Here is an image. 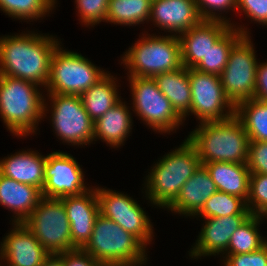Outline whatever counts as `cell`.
<instances>
[{
  "label": "cell",
  "mask_w": 267,
  "mask_h": 266,
  "mask_svg": "<svg viewBox=\"0 0 267 266\" xmlns=\"http://www.w3.org/2000/svg\"><path fill=\"white\" fill-rule=\"evenodd\" d=\"M191 86V115L201 122L223 121L235 115V106L226 97L221 78L188 68Z\"/></svg>",
  "instance_id": "13"
},
{
  "label": "cell",
  "mask_w": 267,
  "mask_h": 266,
  "mask_svg": "<svg viewBox=\"0 0 267 266\" xmlns=\"http://www.w3.org/2000/svg\"><path fill=\"white\" fill-rule=\"evenodd\" d=\"M57 0H0V10L17 20L35 21L54 10Z\"/></svg>",
  "instance_id": "32"
},
{
  "label": "cell",
  "mask_w": 267,
  "mask_h": 266,
  "mask_svg": "<svg viewBox=\"0 0 267 266\" xmlns=\"http://www.w3.org/2000/svg\"><path fill=\"white\" fill-rule=\"evenodd\" d=\"M202 20L196 0H152L149 21L171 35L179 36Z\"/></svg>",
  "instance_id": "19"
},
{
  "label": "cell",
  "mask_w": 267,
  "mask_h": 266,
  "mask_svg": "<svg viewBox=\"0 0 267 266\" xmlns=\"http://www.w3.org/2000/svg\"><path fill=\"white\" fill-rule=\"evenodd\" d=\"M263 218L264 216L251 214L231 235L227 254H246L263 247L267 243L266 238L262 237L259 231Z\"/></svg>",
  "instance_id": "30"
},
{
  "label": "cell",
  "mask_w": 267,
  "mask_h": 266,
  "mask_svg": "<svg viewBox=\"0 0 267 266\" xmlns=\"http://www.w3.org/2000/svg\"><path fill=\"white\" fill-rule=\"evenodd\" d=\"M151 5L152 0H110L105 22L124 26L148 23Z\"/></svg>",
  "instance_id": "29"
},
{
  "label": "cell",
  "mask_w": 267,
  "mask_h": 266,
  "mask_svg": "<svg viewBox=\"0 0 267 266\" xmlns=\"http://www.w3.org/2000/svg\"><path fill=\"white\" fill-rule=\"evenodd\" d=\"M12 225L0 243V261L8 266H42L50 253L23 222Z\"/></svg>",
  "instance_id": "15"
},
{
  "label": "cell",
  "mask_w": 267,
  "mask_h": 266,
  "mask_svg": "<svg viewBox=\"0 0 267 266\" xmlns=\"http://www.w3.org/2000/svg\"><path fill=\"white\" fill-rule=\"evenodd\" d=\"M250 35H243L232 47L227 65L220 78L226 97L236 107L253 99L258 60Z\"/></svg>",
  "instance_id": "11"
},
{
  "label": "cell",
  "mask_w": 267,
  "mask_h": 266,
  "mask_svg": "<svg viewBox=\"0 0 267 266\" xmlns=\"http://www.w3.org/2000/svg\"><path fill=\"white\" fill-rule=\"evenodd\" d=\"M99 213L134 235L145 247L153 240V225L144 208L128 194L96 188Z\"/></svg>",
  "instance_id": "12"
},
{
  "label": "cell",
  "mask_w": 267,
  "mask_h": 266,
  "mask_svg": "<svg viewBox=\"0 0 267 266\" xmlns=\"http://www.w3.org/2000/svg\"><path fill=\"white\" fill-rule=\"evenodd\" d=\"M84 177L75 157L62 151L52 152L47 155L41 194L48 198L81 195L92 188L85 185Z\"/></svg>",
  "instance_id": "14"
},
{
  "label": "cell",
  "mask_w": 267,
  "mask_h": 266,
  "mask_svg": "<svg viewBox=\"0 0 267 266\" xmlns=\"http://www.w3.org/2000/svg\"><path fill=\"white\" fill-rule=\"evenodd\" d=\"M232 27L214 44L194 68L198 71L220 76L227 65L233 45L243 36L250 35L247 27L231 25ZM239 26V27H238Z\"/></svg>",
  "instance_id": "27"
},
{
  "label": "cell",
  "mask_w": 267,
  "mask_h": 266,
  "mask_svg": "<svg viewBox=\"0 0 267 266\" xmlns=\"http://www.w3.org/2000/svg\"><path fill=\"white\" fill-rule=\"evenodd\" d=\"M15 153L0 159V174L19 183L35 186L42 192L47 155L31 149Z\"/></svg>",
  "instance_id": "21"
},
{
  "label": "cell",
  "mask_w": 267,
  "mask_h": 266,
  "mask_svg": "<svg viewBox=\"0 0 267 266\" xmlns=\"http://www.w3.org/2000/svg\"><path fill=\"white\" fill-rule=\"evenodd\" d=\"M132 93L133 111L141 120L159 133L176 131L184 120L150 77H128Z\"/></svg>",
  "instance_id": "9"
},
{
  "label": "cell",
  "mask_w": 267,
  "mask_h": 266,
  "mask_svg": "<svg viewBox=\"0 0 267 266\" xmlns=\"http://www.w3.org/2000/svg\"><path fill=\"white\" fill-rule=\"evenodd\" d=\"M50 99V118L62 143L90 145L94 141V122L86 112L79 95L47 94Z\"/></svg>",
  "instance_id": "10"
},
{
  "label": "cell",
  "mask_w": 267,
  "mask_h": 266,
  "mask_svg": "<svg viewBox=\"0 0 267 266\" xmlns=\"http://www.w3.org/2000/svg\"><path fill=\"white\" fill-rule=\"evenodd\" d=\"M223 258V266H267V243L251 253L226 254Z\"/></svg>",
  "instance_id": "36"
},
{
  "label": "cell",
  "mask_w": 267,
  "mask_h": 266,
  "mask_svg": "<svg viewBox=\"0 0 267 266\" xmlns=\"http://www.w3.org/2000/svg\"><path fill=\"white\" fill-rule=\"evenodd\" d=\"M122 101L94 122V141L102 139L110 148L124 145V141L130 136L133 122L129 106Z\"/></svg>",
  "instance_id": "23"
},
{
  "label": "cell",
  "mask_w": 267,
  "mask_h": 266,
  "mask_svg": "<svg viewBox=\"0 0 267 266\" xmlns=\"http://www.w3.org/2000/svg\"><path fill=\"white\" fill-rule=\"evenodd\" d=\"M153 79L176 113L186 120L191 113L192 100L188 68L182 65L176 70L157 74Z\"/></svg>",
  "instance_id": "25"
},
{
  "label": "cell",
  "mask_w": 267,
  "mask_h": 266,
  "mask_svg": "<svg viewBox=\"0 0 267 266\" xmlns=\"http://www.w3.org/2000/svg\"><path fill=\"white\" fill-rule=\"evenodd\" d=\"M64 266H102L95 258L83 249L63 252Z\"/></svg>",
  "instance_id": "39"
},
{
  "label": "cell",
  "mask_w": 267,
  "mask_h": 266,
  "mask_svg": "<svg viewBox=\"0 0 267 266\" xmlns=\"http://www.w3.org/2000/svg\"><path fill=\"white\" fill-rule=\"evenodd\" d=\"M41 197V191L35 186L19 183L0 174V205L13 212L12 223L24 222Z\"/></svg>",
  "instance_id": "22"
},
{
  "label": "cell",
  "mask_w": 267,
  "mask_h": 266,
  "mask_svg": "<svg viewBox=\"0 0 267 266\" xmlns=\"http://www.w3.org/2000/svg\"><path fill=\"white\" fill-rule=\"evenodd\" d=\"M246 164L250 173L267 174V142L250 141Z\"/></svg>",
  "instance_id": "37"
},
{
  "label": "cell",
  "mask_w": 267,
  "mask_h": 266,
  "mask_svg": "<svg viewBox=\"0 0 267 266\" xmlns=\"http://www.w3.org/2000/svg\"><path fill=\"white\" fill-rule=\"evenodd\" d=\"M254 99L267 102V61L258 62Z\"/></svg>",
  "instance_id": "40"
},
{
  "label": "cell",
  "mask_w": 267,
  "mask_h": 266,
  "mask_svg": "<svg viewBox=\"0 0 267 266\" xmlns=\"http://www.w3.org/2000/svg\"><path fill=\"white\" fill-rule=\"evenodd\" d=\"M209 172L217 191L243 198L249 196L250 170L247 164L211 162L202 164Z\"/></svg>",
  "instance_id": "24"
},
{
  "label": "cell",
  "mask_w": 267,
  "mask_h": 266,
  "mask_svg": "<svg viewBox=\"0 0 267 266\" xmlns=\"http://www.w3.org/2000/svg\"><path fill=\"white\" fill-rule=\"evenodd\" d=\"M187 140L195 147L201 164L247 163L250 139L236 115L223 121L199 123Z\"/></svg>",
  "instance_id": "3"
},
{
  "label": "cell",
  "mask_w": 267,
  "mask_h": 266,
  "mask_svg": "<svg viewBox=\"0 0 267 266\" xmlns=\"http://www.w3.org/2000/svg\"><path fill=\"white\" fill-rule=\"evenodd\" d=\"M201 165L195 147L186 138L178 148L165 153L151 167L144 183L146 200L151 205L167 208Z\"/></svg>",
  "instance_id": "4"
},
{
  "label": "cell",
  "mask_w": 267,
  "mask_h": 266,
  "mask_svg": "<svg viewBox=\"0 0 267 266\" xmlns=\"http://www.w3.org/2000/svg\"><path fill=\"white\" fill-rule=\"evenodd\" d=\"M196 4L199 15L203 20H219L234 25V23H231L230 18L226 19L223 15L228 10H236V0H196ZM222 12L223 15H221Z\"/></svg>",
  "instance_id": "35"
},
{
  "label": "cell",
  "mask_w": 267,
  "mask_h": 266,
  "mask_svg": "<svg viewBox=\"0 0 267 266\" xmlns=\"http://www.w3.org/2000/svg\"><path fill=\"white\" fill-rule=\"evenodd\" d=\"M111 73L107 72L89 89L83 92L80 97L88 115L93 122L97 121L109 109L121 101L118 95V85Z\"/></svg>",
  "instance_id": "26"
},
{
  "label": "cell",
  "mask_w": 267,
  "mask_h": 266,
  "mask_svg": "<svg viewBox=\"0 0 267 266\" xmlns=\"http://www.w3.org/2000/svg\"><path fill=\"white\" fill-rule=\"evenodd\" d=\"M40 90L32 82L0 75V117L16 137L36 134L39 122L47 116L50 109Z\"/></svg>",
  "instance_id": "2"
},
{
  "label": "cell",
  "mask_w": 267,
  "mask_h": 266,
  "mask_svg": "<svg viewBox=\"0 0 267 266\" xmlns=\"http://www.w3.org/2000/svg\"><path fill=\"white\" fill-rule=\"evenodd\" d=\"M235 115L250 141L267 142V102L254 98L242 101L235 107Z\"/></svg>",
  "instance_id": "28"
},
{
  "label": "cell",
  "mask_w": 267,
  "mask_h": 266,
  "mask_svg": "<svg viewBox=\"0 0 267 266\" xmlns=\"http://www.w3.org/2000/svg\"><path fill=\"white\" fill-rule=\"evenodd\" d=\"M110 0H75L76 10L83 25L92 26L105 22Z\"/></svg>",
  "instance_id": "34"
},
{
  "label": "cell",
  "mask_w": 267,
  "mask_h": 266,
  "mask_svg": "<svg viewBox=\"0 0 267 266\" xmlns=\"http://www.w3.org/2000/svg\"><path fill=\"white\" fill-rule=\"evenodd\" d=\"M250 215H230L204 219L199 236L189 250L191 258L201 256H216L227 254L231 235L238 229Z\"/></svg>",
  "instance_id": "16"
},
{
  "label": "cell",
  "mask_w": 267,
  "mask_h": 266,
  "mask_svg": "<svg viewBox=\"0 0 267 266\" xmlns=\"http://www.w3.org/2000/svg\"><path fill=\"white\" fill-rule=\"evenodd\" d=\"M230 215H251V213L243 198L216 191L195 216L206 219Z\"/></svg>",
  "instance_id": "31"
},
{
  "label": "cell",
  "mask_w": 267,
  "mask_h": 266,
  "mask_svg": "<svg viewBox=\"0 0 267 266\" xmlns=\"http://www.w3.org/2000/svg\"><path fill=\"white\" fill-rule=\"evenodd\" d=\"M246 205L252 215H267V174L251 173Z\"/></svg>",
  "instance_id": "33"
},
{
  "label": "cell",
  "mask_w": 267,
  "mask_h": 266,
  "mask_svg": "<svg viewBox=\"0 0 267 266\" xmlns=\"http://www.w3.org/2000/svg\"><path fill=\"white\" fill-rule=\"evenodd\" d=\"M42 266H64L63 252L59 254H49Z\"/></svg>",
  "instance_id": "41"
},
{
  "label": "cell",
  "mask_w": 267,
  "mask_h": 266,
  "mask_svg": "<svg viewBox=\"0 0 267 266\" xmlns=\"http://www.w3.org/2000/svg\"><path fill=\"white\" fill-rule=\"evenodd\" d=\"M243 12L246 17L267 26V0H236V12Z\"/></svg>",
  "instance_id": "38"
},
{
  "label": "cell",
  "mask_w": 267,
  "mask_h": 266,
  "mask_svg": "<svg viewBox=\"0 0 267 266\" xmlns=\"http://www.w3.org/2000/svg\"><path fill=\"white\" fill-rule=\"evenodd\" d=\"M102 266H142L147 264L146 247L114 221L99 214L91 237L82 248Z\"/></svg>",
  "instance_id": "5"
},
{
  "label": "cell",
  "mask_w": 267,
  "mask_h": 266,
  "mask_svg": "<svg viewBox=\"0 0 267 266\" xmlns=\"http://www.w3.org/2000/svg\"><path fill=\"white\" fill-rule=\"evenodd\" d=\"M59 44L50 61L47 94L81 95L108 71L98 68L82 54L64 50Z\"/></svg>",
  "instance_id": "7"
},
{
  "label": "cell",
  "mask_w": 267,
  "mask_h": 266,
  "mask_svg": "<svg viewBox=\"0 0 267 266\" xmlns=\"http://www.w3.org/2000/svg\"><path fill=\"white\" fill-rule=\"evenodd\" d=\"M68 220L73 247L82 249L91 237L94 222L99 213L96 188L92 187L81 195L61 197Z\"/></svg>",
  "instance_id": "18"
},
{
  "label": "cell",
  "mask_w": 267,
  "mask_h": 266,
  "mask_svg": "<svg viewBox=\"0 0 267 266\" xmlns=\"http://www.w3.org/2000/svg\"><path fill=\"white\" fill-rule=\"evenodd\" d=\"M217 191L215 183L206 168L201 165L182 186L179 195L167 207L175 214L193 216L202 209L204 203Z\"/></svg>",
  "instance_id": "20"
},
{
  "label": "cell",
  "mask_w": 267,
  "mask_h": 266,
  "mask_svg": "<svg viewBox=\"0 0 267 266\" xmlns=\"http://www.w3.org/2000/svg\"><path fill=\"white\" fill-rule=\"evenodd\" d=\"M231 27L229 23L219 20H202L180 34L182 65L194 68Z\"/></svg>",
  "instance_id": "17"
},
{
  "label": "cell",
  "mask_w": 267,
  "mask_h": 266,
  "mask_svg": "<svg viewBox=\"0 0 267 266\" xmlns=\"http://www.w3.org/2000/svg\"><path fill=\"white\" fill-rule=\"evenodd\" d=\"M142 36L121 56V64L129 71L127 77L153 78L182 66L178 36L148 33Z\"/></svg>",
  "instance_id": "6"
},
{
  "label": "cell",
  "mask_w": 267,
  "mask_h": 266,
  "mask_svg": "<svg viewBox=\"0 0 267 266\" xmlns=\"http://www.w3.org/2000/svg\"><path fill=\"white\" fill-rule=\"evenodd\" d=\"M53 35L27 31L0 37V75L46 87L50 61L61 42Z\"/></svg>",
  "instance_id": "1"
},
{
  "label": "cell",
  "mask_w": 267,
  "mask_h": 266,
  "mask_svg": "<svg viewBox=\"0 0 267 266\" xmlns=\"http://www.w3.org/2000/svg\"><path fill=\"white\" fill-rule=\"evenodd\" d=\"M23 223L50 254L75 249L72 245L70 222L61 198L42 196L37 207Z\"/></svg>",
  "instance_id": "8"
}]
</instances>
